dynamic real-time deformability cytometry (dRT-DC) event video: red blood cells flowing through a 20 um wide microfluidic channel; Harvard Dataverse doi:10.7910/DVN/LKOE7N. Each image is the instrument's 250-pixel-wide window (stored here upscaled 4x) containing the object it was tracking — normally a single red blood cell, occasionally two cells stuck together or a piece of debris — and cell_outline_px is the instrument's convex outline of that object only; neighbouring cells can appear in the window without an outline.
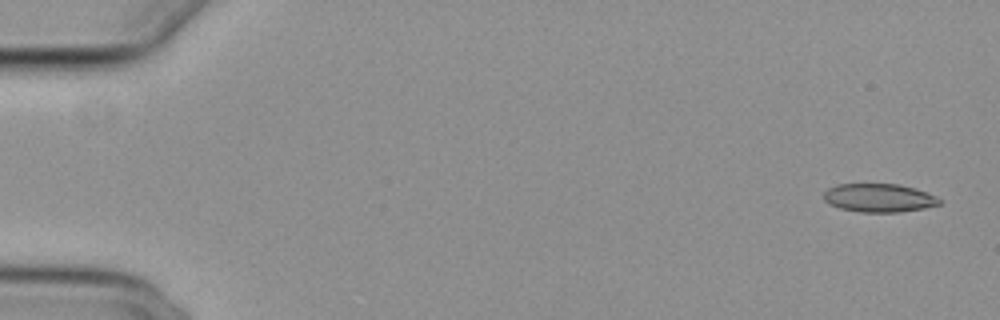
{"species": "common noctule bat (a hibernating species)", "species_latin": "Nyctalus noctula", "temperature_condition": "cold", "stored_images_in_passage": 54, "camera_frame_rate_fps": 3000, "um_per_image_px": 0.085, "animal": {"sex": "female", "body_mass_g": 29.2, "forearm_length_mm": 56.3}, "frame": {"image": 1, "passage_image": 2, "time_ms": 0.333, "image_size_px": [1000, 320], "cell_outline_px": [[940, 204], [924, 208], [900, 212], [860, 212], [840, 208], [828, 204], [824, 200], [824, 192], [828, 188], [836, 184], [900, 184], [916, 188], [936, 196], [940, 200]], "centroid_in_image_um": [74.7, 16.81], "position_along_channel_um": 10.3, "area_um2": 19.25}}
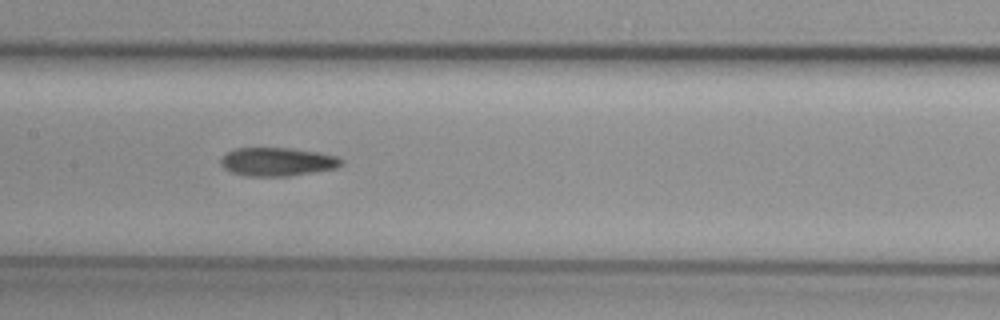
{"frame": {"image": 2, "passage_image": 27, "time_ms": 8.667, "image_size_px": [1000, 320], "cell_outline_px": [[344, 160], [336, 168], [288, 176], [248, 176], [232, 172], [224, 168], [220, 164], [220, 160], [228, 152], [236, 148], [292, 148], [320, 152], [336, 156]], "centroid_in_image_um": [23.58, 13.74], "position_along_channel_um": 183.8, "area_um2": 19.88}}
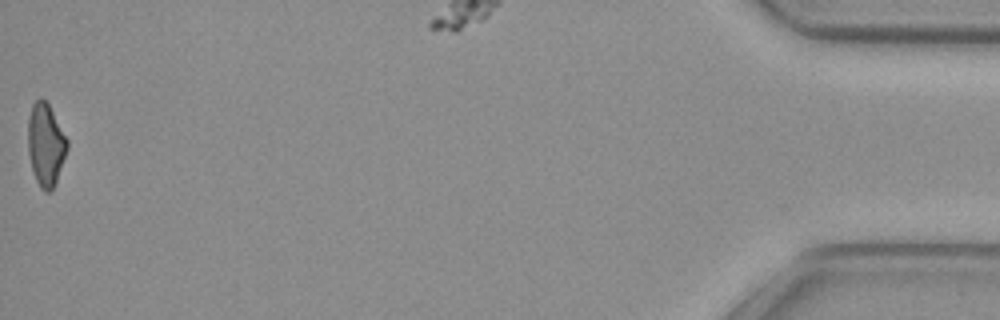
{"frame": {"image": 3, "passage_image": 54, "time_ms": 17.667, "image_size_px": [1000, 320], "cell_outline_px": [[68, 148], [56, 180], [52, 188], [48, 192], [44, 192], [40, 188], [36, 180], [32, 168], [28, 152], [28, 120], [32, 104], [40, 96], [48, 104], [68, 140]], "centroid_in_image_um": [3.87, 12.28], "position_along_channel_um": 431.3, "area_um2": 18.61}, "authors_computed_cell_mechanics": {"area_um2": 19.941, "velocity_mm_per_s": 3.8498, "shape_relaxation_time_tau1_ms": null, "shape_relaxation_time_tau2_ms": 5.9923, "deformation_change_tau1": null, "deformation_change_tau2": 0.13}}